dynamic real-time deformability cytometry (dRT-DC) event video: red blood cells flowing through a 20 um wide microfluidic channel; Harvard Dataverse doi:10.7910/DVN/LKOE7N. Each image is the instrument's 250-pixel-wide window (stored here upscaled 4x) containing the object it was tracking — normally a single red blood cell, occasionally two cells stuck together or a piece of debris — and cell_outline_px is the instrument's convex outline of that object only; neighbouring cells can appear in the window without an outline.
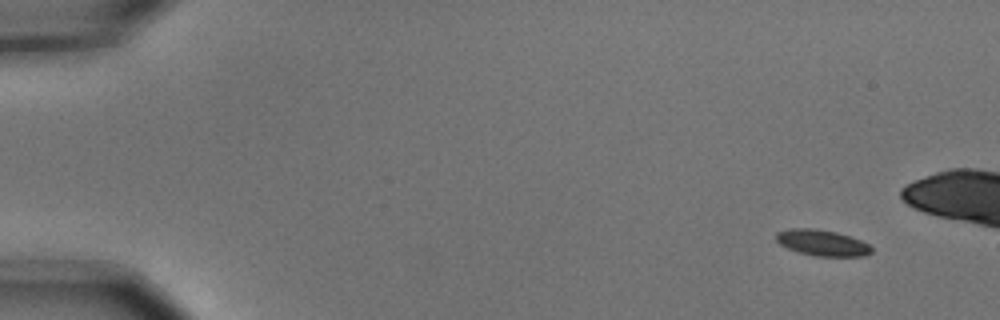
{"species": "common noctule bat (a hibernating species)", "species_latin": "Nyctalus noctula", "temperature_condition": "cold", "stored_images_in_passage": 6, "camera_frame_rate_fps": 3000, "um_per_image_px": 0.085, "animal": {"sex": "male", "body_mass_g": 15.6}, "frame": {"image": 1, "passage_image": 1, "time_ms": 0.0, "image_size_px": [1000, 320], "cell_outline_px": [[872, 252], [864, 256], [812, 256], [788, 248], [780, 244], [776, 240], [776, 232], [792, 228], [816, 228], [836, 232], [860, 240], [868, 244], [872, 248]], "centroid_in_image_um": [69.87, 20.63], "position_along_channel_um": 15.1, "area_um2": 14.39}}
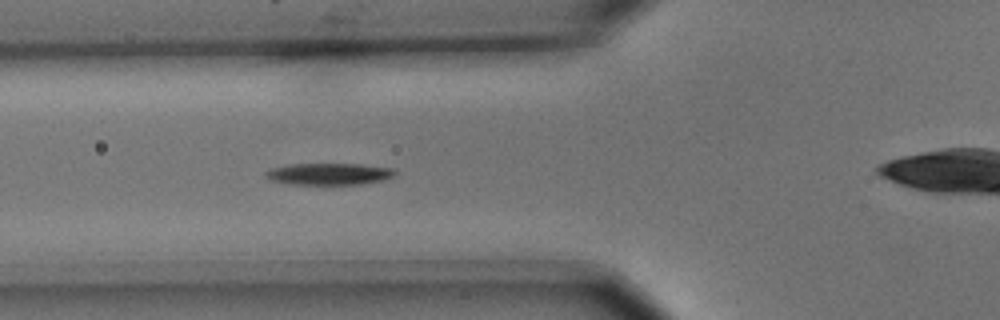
{"frame": {"image": 2, "passage_image": 6, "time_ms": 1.667, "image_size_px": [1000, 320], "cell_outline_px": [[396, 176], [384, 180], [360, 184], [292, 184], [272, 180], [264, 176], [264, 172], [272, 168], [288, 164], [360, 164], [396, 168]], "centroid_in_image_um": [28.02, 14.78], "position_along_channel_um": 97.8, "area_um2": 16.47}}